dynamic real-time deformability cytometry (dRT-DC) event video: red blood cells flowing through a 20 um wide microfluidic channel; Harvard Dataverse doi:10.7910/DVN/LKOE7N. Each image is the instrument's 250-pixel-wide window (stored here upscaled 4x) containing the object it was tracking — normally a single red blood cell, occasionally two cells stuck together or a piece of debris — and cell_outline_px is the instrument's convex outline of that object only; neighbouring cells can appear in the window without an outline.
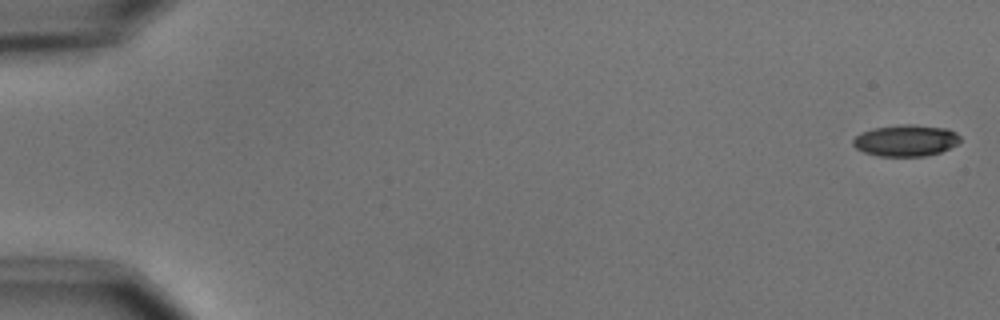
{"species": "common noctule bat (a hibernating species)", "species_latin": "Nyctalus noctula", "temperature_condition": "cold", "stored_images_in_passage": 5, "camera_frame_rate_fps": 3000, "um_per_image_px": 0.085, "animal": {"sex": "male", "body_mass_g": 15.6}, "frame": {"image": 1, "passage_image": 1, "time_ms": 0.0, "image_size_px": [1000, 320], "cell_outline_px": [[960, 140], [956, 144], [940, 152], [924, 156], [880, 156], [864, 152], [856, 148], [852, 144], [852, 140], [860, 132], [872, 128], [904, 124], [912, 124], [948, 128], [956, 132], [960, 136]], "centroid_in_image_um": [76.98, 11.93], "position_along_channel_um": 8.0, "area_um2": 19.71}}
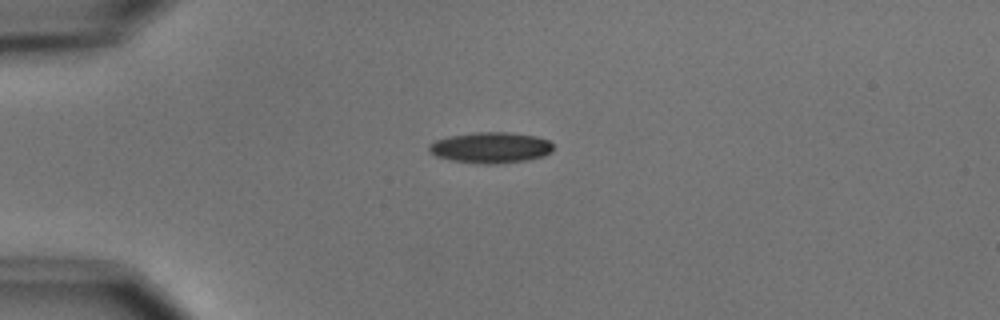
{"frame": {"image": 2, "passage_image": 4, "time_ms": 4.333, "image_size_px": [1000, 320], "cell_outline_px": [[552, 152], [544, 156], [528, 160], [500, 164], [476, 164], [452, 160], [436, 156], [428, 152], [428, 144], [436, 140], [448, 136], [476, 132], [508, 132], [536, 136], [548, 140], [552, 144]], "centroid_in_image_um": [41.69, 12.55], "position_along_channel_um": 43.3, "area_um2": 22.66}}